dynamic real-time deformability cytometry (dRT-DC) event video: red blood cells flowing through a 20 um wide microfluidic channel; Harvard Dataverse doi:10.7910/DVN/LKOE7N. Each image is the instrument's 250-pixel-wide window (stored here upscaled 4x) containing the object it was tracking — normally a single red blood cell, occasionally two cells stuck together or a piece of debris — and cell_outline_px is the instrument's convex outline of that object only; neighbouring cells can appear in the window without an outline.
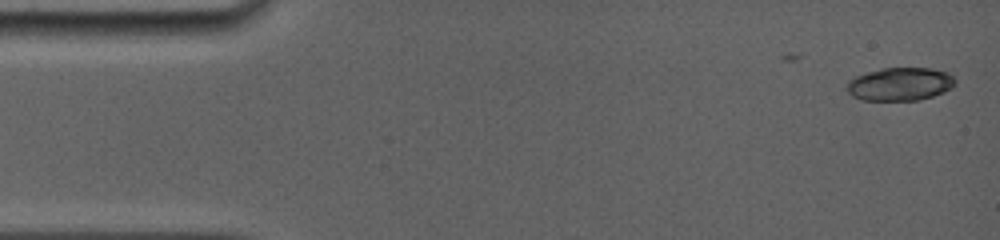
{"species": "common noctule bat (a hibernating species)", "species_latin": "Nyctalus noctula", "temperature_condition": "room temperature", "stored_images_in_passage": 3, "camera_frame_rate_fps": 5000, "um_per_image_px": 0.085, "animal": {"sex": "female", "body_mass_g": 19.0, "forearm_length_mm": 56.7}, "frame": {"image": 1, "passage_image": 3, "time_ms": 1.6, "image_size_px": [1000, 240], "cell_outline_px": [[956, 84], [952, 88], [944, 92], [932, 96], [916, 100], [860, 100], [852, 96], [848, 92], [848, 80], [856, 76], [880, 68], [932, 68], [948, 72], [956, 80]], "centroid_in_image_um": [76.53, 7.14], "position_along_channel_um": 8.5, "area_um2": 20.98}}